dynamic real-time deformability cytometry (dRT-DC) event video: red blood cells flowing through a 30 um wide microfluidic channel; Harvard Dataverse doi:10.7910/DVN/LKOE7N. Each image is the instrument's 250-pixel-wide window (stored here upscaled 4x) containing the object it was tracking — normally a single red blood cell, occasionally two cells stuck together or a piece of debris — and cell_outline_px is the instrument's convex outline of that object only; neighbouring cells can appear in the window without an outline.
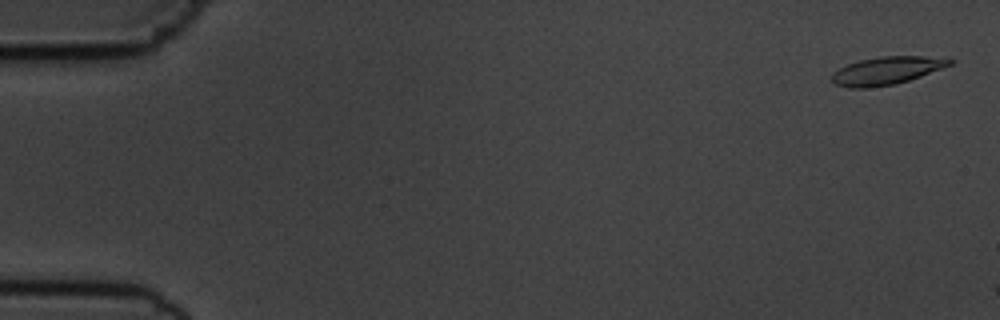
{"species": "common noctule bat (a hibernating species)", "species_latin": "Nyctalus noctula", "temperature_condition": "cold", "stored_images_in_passage": 11, "camera_frame_rate_fps": 3000, "um_per_image_px": 0.085, "animal": {"sex": "male", "body_mass_g": 19.5, "forearm_length_mm": 54.6}, "frame": {"image": 1, "passage_image": 2, "time_ms": 0.333, "image_size_px": [1000, 320], "cell_outline_px": [[956, 60], [952, 64], [920, 76], [908, 80], [892, 84], [864, 88], [848, 88], [836, 84], [832, 80], [832, 72], [848, 64], [860, 60], [880, 56], [924, 56]], "centroid_in_image_um": [75.34, 5.99], "position_along_channel_um": 9.7, "area_um2": 18.79}}